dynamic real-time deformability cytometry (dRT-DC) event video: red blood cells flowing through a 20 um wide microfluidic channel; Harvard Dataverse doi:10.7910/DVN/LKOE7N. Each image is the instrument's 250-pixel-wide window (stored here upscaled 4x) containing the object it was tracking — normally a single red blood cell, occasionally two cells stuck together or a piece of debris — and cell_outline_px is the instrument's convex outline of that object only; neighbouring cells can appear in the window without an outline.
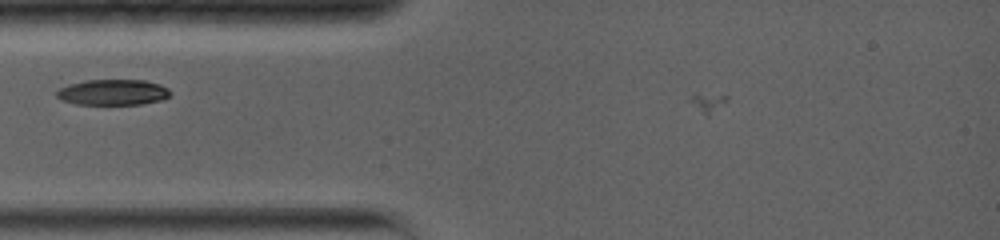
{"species": "common noctule bat (a hibernating species)", "species_latin": "Nyctalus noctula", "temperature_condition": "warm", "stored_images_in_passage": 7, "camera_frame_rate_fps": 5000, "um_per_image_px": 0.085, "animal": {"sex": "female", "body_mass_g": 19.0, "forearm_length_mm": 56.7}, "frame": {"image": 1, "passage_image": 3, "time_ms": 1.4, "image_size_px": [1000, 240], "cell_outline_px": [[172, 92], [168, 96], [160, 100], [140, 104], [76, 104], [60, 100], [56, 96], [56, 92], [60, 88], [68, 84], [84, 80], [144, 80], [160, 84], [168, 88]], "centroid_in_image_um": [9.57, 7.83], "position_along_channel_um": 75.4, "area_um2": 17.05}}
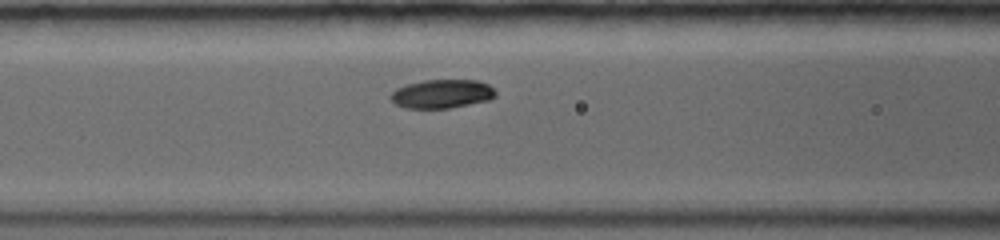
{"frame": {"image": 2, "passage_image": 5, "time_ms": 2.8, "image_size_px": [1000, 240], "cell_outline_px": [[496, 96], [488, 100], [448, 108], [404, 108], [396, 104], [388, 96], [396, 88], [408, 84], [424, 80], [476, 80], [488, 84], [496, 92]], "centroid_in_image_um": [37.54, 7.97], "position_along_channel_um": 129.1, "area_um2": 17.46}}
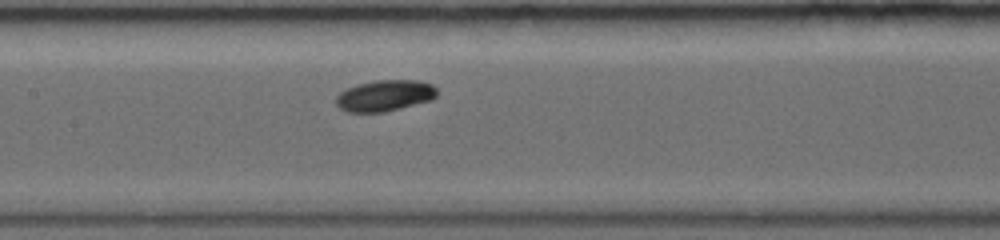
{"frame": {"image": 3, "passage_image": 7, "time_ms": 4.0, "image_size_px": [1000, 240], "cell_outline_px": [[436, 96], [432, 100], [384, 112], [348, 112], [340, 108], [336, 104], [336, 96], [340, 92], [356, 84], [376, 80], [420, 80], [432, 84], [436, 88]], "centroid_in_image_um": [32.71, 8.12], "position_along_channel_um": 174.7, "area_um2": 18.38}}